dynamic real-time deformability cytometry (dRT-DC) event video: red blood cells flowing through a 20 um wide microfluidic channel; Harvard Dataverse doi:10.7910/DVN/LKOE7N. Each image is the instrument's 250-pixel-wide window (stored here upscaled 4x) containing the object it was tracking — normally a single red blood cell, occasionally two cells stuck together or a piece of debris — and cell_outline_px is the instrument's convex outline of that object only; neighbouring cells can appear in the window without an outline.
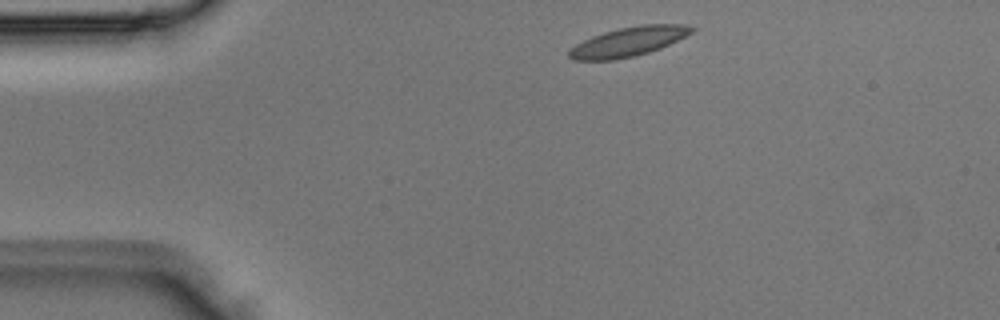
{"species": "Egyptian fruit bat (a non-hibernating species)", "species_latin": "Rousettus aegyptiacus", "temperature_condition": "room temperature", "stored_images_in_passage": 2, "camera_frame_rate_fps": 3000, "um_per_image_px": 0.085, "animal": {"sex": "male"}, "frame": {"image": 1, "passage_image": 1, "time_ms": 0.0, "image_size_px": [1000, 320], "cell_outline_px": [[696, 28], [692, 32], [660, 48], [636, 56], [616, 60], [572, 60], [568, 56], [568, 52], [576, 44], [592, 36], [604, 32], [620, 28], [640, 24], [684, 24]], "centroid_in_image_um": [53.4, 3.54], "position_along_channel_um": 31.6, "area_um2": 20.81}}